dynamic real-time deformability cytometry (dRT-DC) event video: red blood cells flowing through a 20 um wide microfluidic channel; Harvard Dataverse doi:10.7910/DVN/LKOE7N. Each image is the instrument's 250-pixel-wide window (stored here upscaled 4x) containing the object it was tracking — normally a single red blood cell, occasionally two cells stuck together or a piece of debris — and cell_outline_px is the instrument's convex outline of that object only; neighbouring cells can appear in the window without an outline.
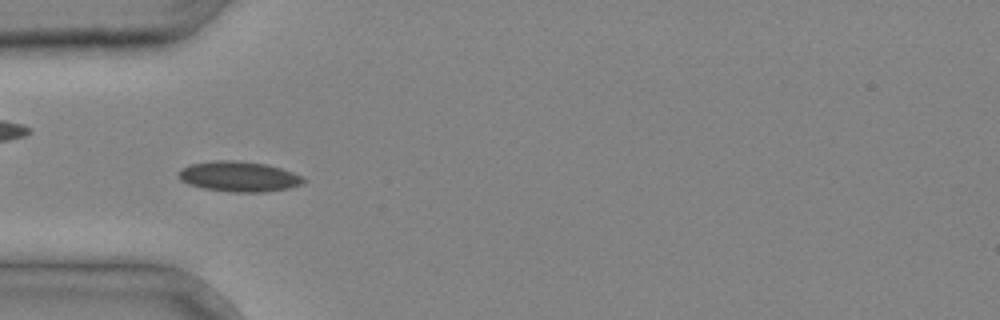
{"species": "common noctule bat (a hibernating species)", "species_latin": "Nyctalus noctula", "temperature_condition": "cold", "stored_images_in_passage": 34, "camera_frame_rate_fps": 3000, "um_per_image_px": 0.085, "animal": {"sex": "male", "body_mass_g": 20.4}, "frame": {"image": 1, "passage_image": 9, "time_ms": 2.667, "image_size_px": [1000, 320], "cell_outline_px": [[308, 180], [304, 184], [288, 188], [264, 192], [232, 192], [204, 188], [188, 184], [180, 180], [180, 168], [188, 164], [212, 160], [236, 160], [264, 164], [280, 168], [292, 172]], "centroid_in_image_um": [20.3, 15.0], "position_along_channel_um": 64.7, "area_um2": 22.08}}
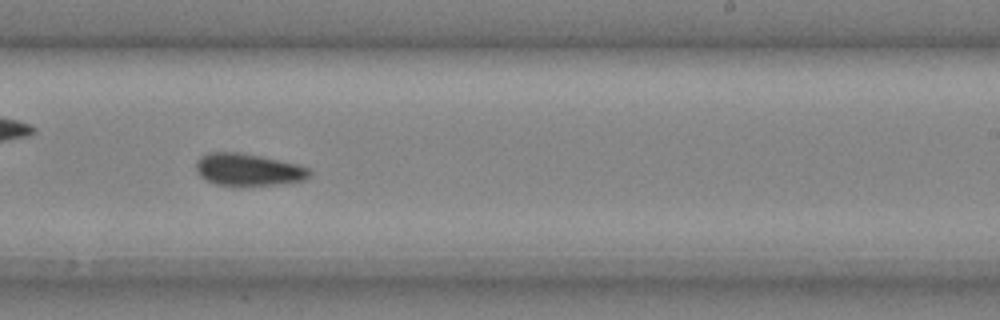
{"frame": {"image": 2, "passage_image": 21, "time_ms": 6.667, "image_size_px": [1000, 320], "cell_outline_px": [[312, 172], [304, 180], [276, 184], [236, 188], [216, 184], [200, 176], [196, 172], [196, 160], [200, 156], [208, 152], [236, 152], [260, 156], [296, 164], [308, 168]], "centroid_in_image_um": [21.04, 14.45], "position_along_channel_um": 268.0, "area_um2": 21.62}}
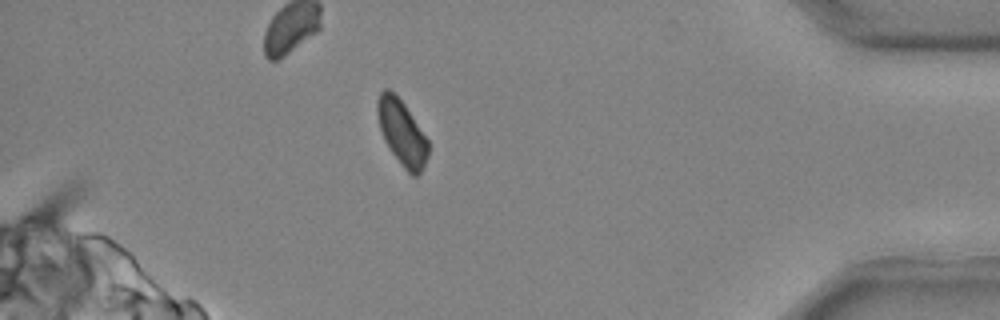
{"frame": {"image": 3, "passage_image": 31, "time_ms": 10.0, "image_size_px": [1000, 320], "cell_outline_px": [[428, 156], [420, 172], [416, 176], [412, 176], [404, 168], [392, 152], [384, 140], [380, 128], [376, 112], [376, 100], [380, 92], [384, 88], [388, 88], [404, 104], [428, 140]], "centroid_in_image_um": [34.13, 11.25], "position_along_channel_um": 401.1, "area_um2": 19.02}}